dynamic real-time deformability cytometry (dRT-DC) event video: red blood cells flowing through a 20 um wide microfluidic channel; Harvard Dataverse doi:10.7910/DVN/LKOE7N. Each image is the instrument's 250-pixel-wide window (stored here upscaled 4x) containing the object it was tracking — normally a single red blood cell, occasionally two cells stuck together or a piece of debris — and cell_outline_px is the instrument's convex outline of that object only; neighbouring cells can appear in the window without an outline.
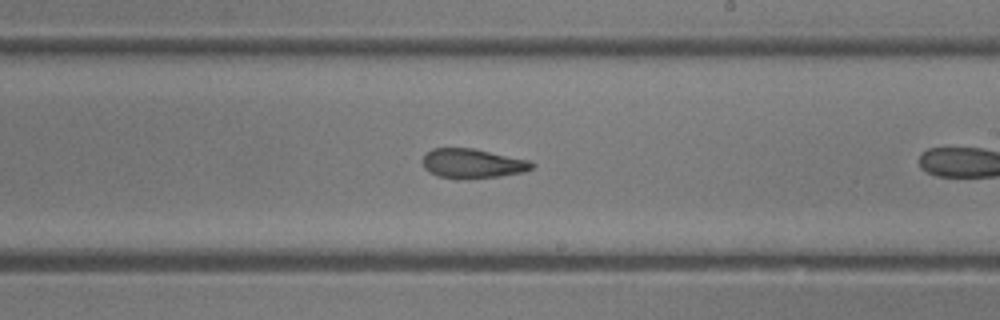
{"species": "common noctule bat (a hibernating species)", "species_latin": "Nyctalus noctula", "temperature_condition": "room temperature", "stored_images_in_passage": 18, "camera_frame_rate_fps": 3000, "um_per_image_px": 0.085, "animal": {"sex": "female"}, "frame": {"image": 1, "passage_image": 11, "time_ms": 3.333, "image_size_px": [1000, 320], "cell_outline_px": [[536, 164], [532, 168], [524, 172], [500, 176], [464, 180], [456, 180], [440, 176], [428, 172], [424, 168], [424, 156], [432, 148], [472, 148], [528, 160]], "centroid_in_image_um": [40.16, 13.92], "position_along_channel_um": 248.8, "area_um2": 18.84}}
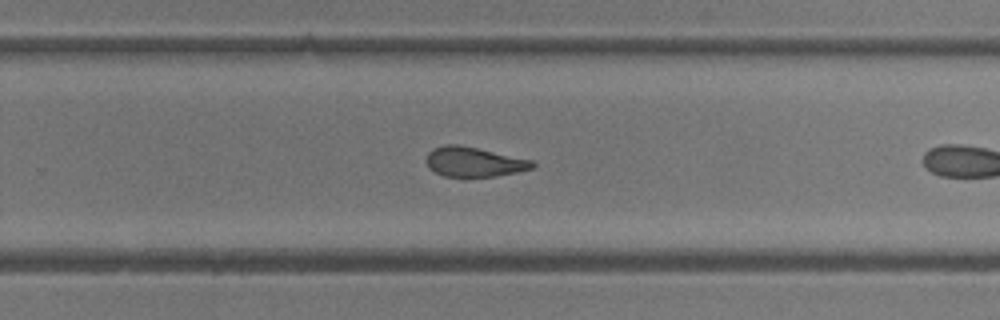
{"frame": {"image": 2, "passage_image": 13, "time_ms": 4.0, "image_size_px": [1000, 320], "cell_outline_px": [[536, 164], [532, 168], [516, 172], [496, 176], [444, 176], [428, 168], [424, 160], [428, 152], [432, 148], [444, 144], [460, 144], [532, 160]], "centroid_in_image_um": [40.23, 13.74], "position_along_channel_um": 289.6, "area_um2": 18.44}}